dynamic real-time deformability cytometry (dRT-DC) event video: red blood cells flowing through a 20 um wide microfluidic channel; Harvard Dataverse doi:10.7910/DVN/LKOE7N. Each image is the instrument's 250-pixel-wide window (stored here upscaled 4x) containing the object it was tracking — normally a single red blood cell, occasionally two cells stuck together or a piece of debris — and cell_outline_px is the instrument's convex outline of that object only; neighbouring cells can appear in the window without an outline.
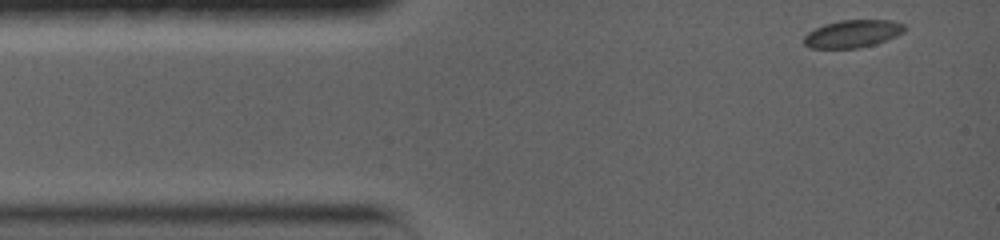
{"species": "common noctule bat (a hibernating species)", "species_latin": "Nyctalus noctula", "temperature_condition": "warm", "stored_images_in_passage": 6, "camera_frame_rate_fps": 5000, "um_per_image_px": 0.085, "animal": {"sex": "female", "body_mass_g": 19.0, "forearm_length_mm": 56.7}, "frame": {"image": 1, "passage_image": 1, "time_ms": 0.0, "image_size_px": [1000, 240], "cell_outline_px": [[904, 32], [896, 36], [872, 44], [856, 48], [808, 48], [804, 44], [804, 36], [808, 32], [824, 24], [840, 20], [892, 20], [904, 24]], "centroid_in_image_um": [72.44, 2.86], "position_along_channel_um": 12.6, "area_um2": 16.01}}
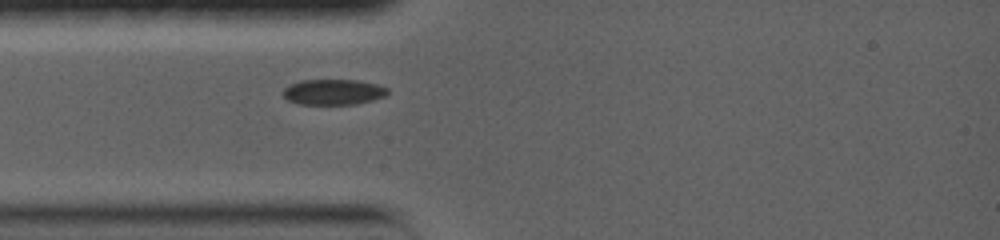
{"frame": {"image": 2, "passage_image": 5, "time_ms": 2.8, "image_size_px": [1000, 240], "cell_outline_px": [[388, 92], [384, 96], [372, 100], [356, 104], [296, 104], [288, 100], [280, 92], [288, 84], [300, 80], [356, 80], [376, 84], [388, 88]], "centroid_in_image_um": [28.27, 7.82], "position_along_channel_um": 56.7, "area_um2": 15.66}}